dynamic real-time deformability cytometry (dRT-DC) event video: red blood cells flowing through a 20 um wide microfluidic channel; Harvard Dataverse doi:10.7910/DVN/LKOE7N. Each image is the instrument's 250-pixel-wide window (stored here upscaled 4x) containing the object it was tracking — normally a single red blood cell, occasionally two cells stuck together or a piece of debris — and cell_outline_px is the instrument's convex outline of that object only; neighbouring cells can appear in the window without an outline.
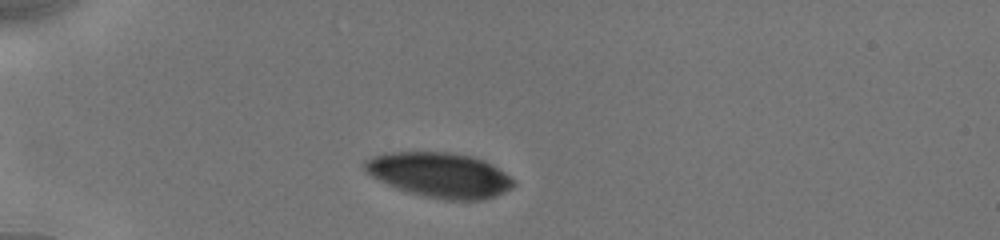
{"species": "human", "species_latin": "Homo sapiens", "temperature_condition": "cold", "stored_images_in_passage": 10, "camera_frame_rate_fps": 3000, "um_per_image_px": 0.085, "donor": {"sex": "male"}, "frame": {"image": 1, "passage_image": 2, "time_ms": 0.667, "image_size_px": [1000, 240], "cell_outline_px": [[516, 184], [512, 188], [504, 192], [484, 200], [444, 200], [424, 196], [408, 192], [388, 184], [372, 176], [364, 168], [364, 160], [372, 156], [384, 152], [448, 152], [472, 156], [484, 160], [492, 164], [516, 180]], "centroid_in_image_um": [37.4, 14.87], "position_along_channel_um": 47.6, "area_um2": 39.07}}
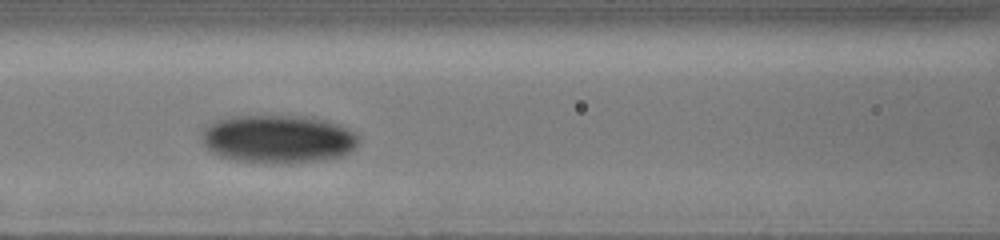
{"frame": {"image": 2, "passage_image": 7, "time_ms": 4.0, "image_size_px": [1000, 240], "cell_outline_px": [[360, 140], [344, 156], [320, 160], [292, 164], [264, 164], [232, 160], [220, 156], [212, 152], [204, 144], [200, 136], [204, 124], [216, 120], [232, 116], [312, 116], [328, 120], [340, 124], [356, 132], [360, 136]], "centroid_in_image_um": [23.63, 11.82], "position_along_channel_um": 143.0, "area_um2": 45.2}}
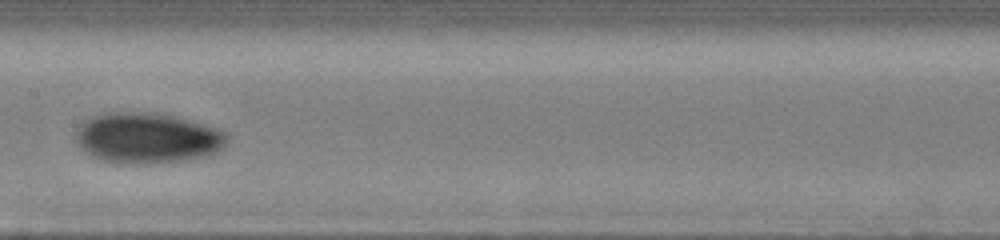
{"frame": {"image": 3, "passage_image": 9, "time_ms": 5.333, "image_size_px": [1000, 240], "cell_outline_px": [[228, 140], [220, 148], [208, 156], [176, 160], [100, 160], [92, 156], [80, 148], [76, 144], [76, 132], [88, 120], [96, 116], [108, 112], [164, 112], [180, 116], [220, 128], [228, 132]], "centroid_in_image_um": [12.6, 11.64], "position_along_channel_um": 194.8, "area_um2": 43.52}}